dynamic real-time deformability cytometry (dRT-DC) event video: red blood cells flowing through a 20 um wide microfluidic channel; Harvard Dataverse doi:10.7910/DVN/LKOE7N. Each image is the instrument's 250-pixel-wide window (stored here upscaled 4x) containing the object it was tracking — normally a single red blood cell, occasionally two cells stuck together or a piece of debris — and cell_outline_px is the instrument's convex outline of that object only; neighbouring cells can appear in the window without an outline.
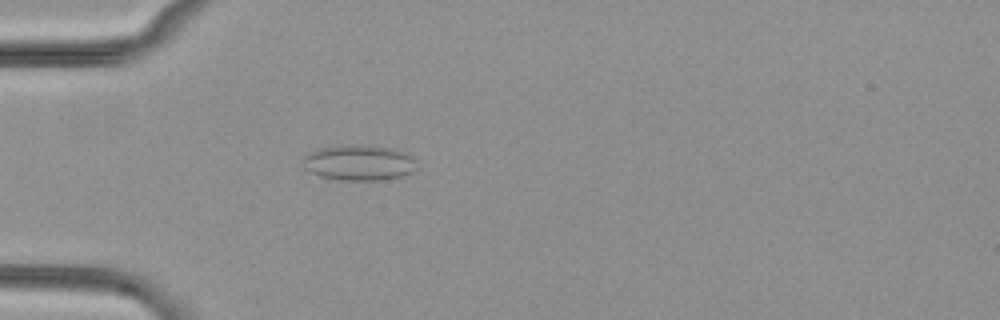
{"species": "common noctule bat (a hibernating species)", "species_latin": "Nyctalus noctula", "temperature_condition": "cold", "stored_images_in_passage": 54, "camera_frame_rate_fps": 3000, "um_per_image_px": 0.085, "animal": {"sex": "female", "body_mass_g": 29.2, "forearm_length_mm": 56.3}, "frame": {"image": 1, "passage_image": 17, "time_ms": 5.333, "image_size_px": [1000, 320], "cell_outline_px": [[416, 168], [412, 172], [400, 176], [376, 180], [336, 180], [320, 176], [308, 172], [304, 168], [304, 156], [308, 152], [316, 148], [340, 144], [356, 144], [392, 148], [412, 156]], "centroid_in_image_um": [30.43, 13.81], "position_along_channel_um": 54.6, "area_um2": 23.76}}
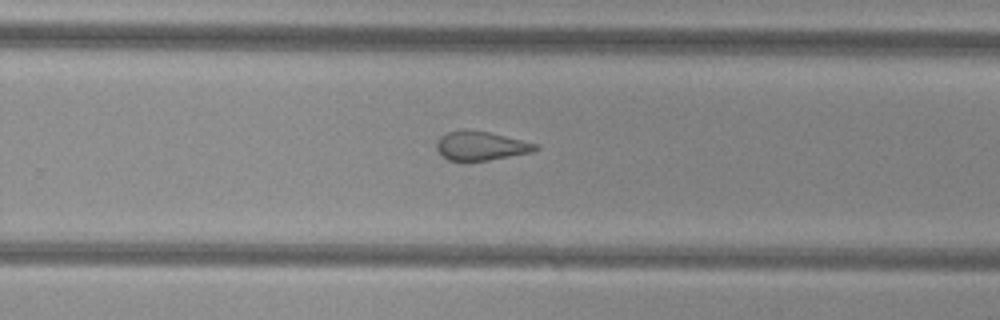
{"frame": {"image": 2, "passage_image": 36, "time_ms": 11.667, "image_size_px": [1000, 320], "cell_outline_px": [[540, 148], [532, 152], [488, 160], [464, 164], [448, 160], [436, 148], [436, 144], [440, 136], [448, 132], [488, 132], [540, 144]], "centroid_in_image_um": [40.9, 12.46], "position_along_channel_um": 288.9, "area_um2": 16.65}}
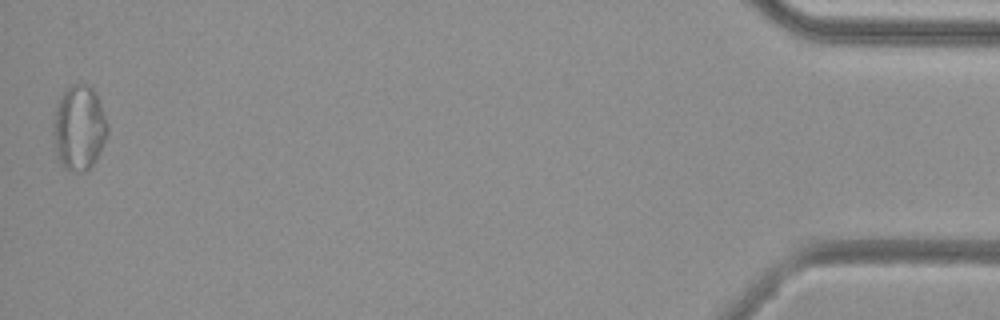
{"frame": {"image": 3, "passage_image": 54, "time_ms": 17.667, "image_size_px": [1000, 320], "cell_outline_px": [[108, 132], [96, 160], [84, 172], [72, 172], [64, 168], [56, 152], [52, 132], [52, 124], [60, 100], [64, 92], [72, 84], [84, 84], [92, 88], [100, 104], [108, 124]], "centroid_in_image_um": [6.72, 10.9], "position_along_channel_um": 428.5, "area_um2": 26.41}, "authors_computed_cell_mechanics": {"area_um2": 20.6635, "velocity_mm_per_s": 3.8541, "shape_relaxation_time_tau1_ms": null, "shape_relaxation_time_tau2_ms": 2.4606, "deformation_change_tau1": null, "deformation_change_tau2": 0.0964}}